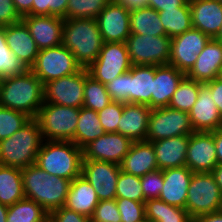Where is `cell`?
Returning a JSON list of instances; mask_svg holds the SVG:
<instances>
[{"instance_id":"1","label":"cell","mask_w":222,"mask_h":222,"mask_svg":"<svg viewBox=\"0 0 222 222\" xmlns=\"http://www.w3.org/2000/svg\"><path fill=\"white\" fill-rule=\"evenodd\" d=\"M44 103V84L28 69L24 74L0 80V106L36 118Z\"/></svg>"},{"instance_id":"2","label":"cell","mask_w":222,"mask_h":222,"mask_svg":"<svg viewBox=\"0 0 222 222\" xmlns=\"http://www.w3.org/2000/svg\"><path fill=\"white\" fill-rule=\"evenodd\" d=\"M25 198L41 205L48 213L65 205L70 180L49 174L32 164L21 169Z\"/></svg>"},{"instance_id":"3","label":"cell","mask_w":222,"mask_h":222,"mask_svg":"<svg viewBox=\"0 0 222 222\" xmlns=\"http://www.w3.org/2000/svg\"><path fill=\"white\" fill-rule=\"evenodd\" d=\"M103 44L96 19H64L62 45L73 53L82 68L96 60Z\"/></svg>"},{"instance_id":"4","label":"cell","mask_w":222,"mask_h":222,"mask_svg":"<svg viewBox=\"0 0 222 222\" xmlns=\"http://www.w3.org/2000/svg\"><path fill=\"white\" fill-rule=\"evenodd\" d=\"M83 149L72 141L43 140L35 165L49 174L72 181L81 176Z\"/></svg>"},{"instance_id":"5","label":"cell","mask_w":222,"mask_h":222,"mask_svg":"<svg viewBox=\"0 0 222 222\" xmlns=\"http://www.w3.org/2000/svg\"><path fill=\"white\" fill-rule=\"evenodd\" d=\"M42 142L38 121L31 118L10 137L0 141V165L22 169L35 164Z\"/></svg>"},{"instance_id":"6","label":"cell","mask_w":222,"mask_h":222,"mask_svg":"<svg viewBox=\"0 0 222 222\" xmlns=\"http://www.w3.org/2000/svg\"><path fill=\"white\" fill-rule=\"evenodd\" d=\"M79 114L80 108L43 103L35 118L43 140L72 141Z\"/></svg>"},{"instance_id":"7","label":"cell","mask_w":222,"mask_h":222,"mask_svg":"<svg viewBox=\"0 0 222 222\" xmlns=\"http://www.w3.org/2000/svg\"><path fill=\"white\" fill-rule=\"evenodd\" d=\"M222 193L211 172L193 173L185 210L192 219L220 211Z\"/></svg>"},{"instance_id":"8","label":"cell","mask_w":222,"mask_h":222,"mask_svg":"<svg viewBox=\"0 0 222 222\" xmlns=\"http://www.w3.org/2000/svg\"><path fill=\"white\" fill-rule=\"evenodd\" d=\"M82 69L73 53L62 44L39 50L30 70L45 84L51 80L75 74Z\"/></svg>"},{"instance_id":"9","label":"cell","mask_w":222,"mask_h":222,"mask_svg":"<svg viewBox=\"0 0 222 222\" xmlns=\"http://www.w3.org/2000/svg\"><path fill=\"white\" fill-rule=\"evenodd\" d=\"M125 43L132 65L169 64L171 38L167 35L130 34Z\"/></svg>"},{"instance_id":"10","label":"cell","mask_w":222,"mask_h":222,"mask_svg":"<svg viewBox=\"0 0 222 222\" xmlns=\"http://www.w3.org/2000/svg\"><path fill=\"white\" fill-rule=\"evenodd\" d=\"M131 67L126 43L104 42L100 54L86 69L93 79L105 85Z\"/></svg>"},{"instance_id":"11","label":"cell","mask_w":222,"mask_h":222,"mask_svg":"<svg viewBox=\"0 0 222 222\" xmlns=\"http://www.w3.org/2000/svg\"><path fill=\"white\" fill-rule=\"evenodd\" d=\"M194 132L189 114L170 107L151 110L146 141L153 142L175 136H189Z\"/></svg>"},{"instance_id":"12","label":"cell","mask_w":222,"mask_h":222,"mask_svg":"<svg viewBox=\"0 0 222 222\" xmlns=\"http://www.w3.org/2000/svg\"><path fill=\"white\" fill-rule=\"evenodd\" d=\"M85 68L44 84V103L81 108L84 104Z\"/></svg>"},{"instance_id":"13","label":"cell","mask_w":222,"mask_h":222,"mask_svg":"<svg viewBox=\"0 0 222 222\" xmlns=\"http://www.w3.org/2000/svg\"><path fill=\"white\" fill-rule=\"evenodd\" d=\"M210 39L194 28L172 37L169 64L186 75Z\"/></svg>"},{"instance_id":"14","label":"cell","mask_w":222,"mask_h":222,"mask_svg":"<svg viewBox=\"0 0 222 222\" xmlns=\"http://www.w3.org/2000/svg\"><path fill=\"white\" fill-rule=\"evenodd\" d=\"M120 171V165L116 163L87 159L82 161L81 175L94 187L99 201L116 198Z\"/></svg>"},{"instance_id":"15","label":"cell","mask_w":222,"mask_h":222,"mask_svg":"<svg viewBox=\"0 0 222 222\" xmlns=\"http://www.w3.org/2000/svg\"><path fill=\"white\" fill-rule=\"evenodd\" d=\"M133 141L118 132L104 133L83 148V159L121 164Z\"/></svg>"},{"instance_id":"16","label":"cell","mask_w":222,"mask_h":222,"mask_svg":"<svg viewBox=\"0 0 222 222\" xmlns=\"http://www.w3.org/2000/svg\"><path fill=\"white\" fill-rule=\"evenodd\" d=\"M218 165L213 132L189 135L186 166L193 173L211 172Z\"/></svg>"},{"instance_id":"17","label":"cell","mask_w":222,"mask_h":222,"mask_svg":"<svg viewBox=\"0 0 222 222\" xmlns=\"http://www.w3.org/2000/svg\"><path fill=\"white\" fill-rule=\"evenodd\" d=\"M96 20L104 42L125 43L130 36V11L113 0Z\"/></svg>"},{"instance_id":"18","label":"cell","mask_w":222,"mask_h":222,"mask_svg":"<svg viewBox=\"0 0 222 222\" xmlns=\"http://www.w3.org/2000/svg\"><path fill=\"white\" fill-rule=\"evenodd\" d=\"M22 21L26 24L39 50L62 44L64 18L57 16L25 15L22 17Z\"/></svg>"},{"instance_id":"19","label":"cell","mask_w":222,"mask_h":222,"mask_svg":"<svg viewBox=\"0 0 222 222\" xmlns=\"http://www.w3.org/2000/svg\"><path fill=\"white\" fill-rule=\"evenodd\" d=\"M188 114L194 132H213L222 128V117L206 84L200 86L198 98Z\"/></svg>"},{"instance_id":"20","label":"cell","mask_w":222,"mask_h":222,"mask_svg":"<svg viewBox=\"0 0 222 222\" xmlns=\"http://www.w3.org/2000/svg\"><path fill=\"white\" fill-rule=\"evenodd\" d=\"M192 26L216 39L222 29V3L216 0H188Z\"/></svg>"},{"instance_id":"21","label":"cell","mask_w":222,"mask_h":222,"mask_svg":"<svg viewBox=\"0 0 222 222\" xmlns=\"http://www.w3.org/2000/svg\"><path fill=\"white\" fill-rule=\"evenodd\" d=\"M221 71L222 43L221 40L211 38L186 76L205 84L220 77Z\"/></svg>"},{"instance_id":"22","label":"cell","mask_w":222,"mask_h":222,"mask_svg":"<svg viewBox=\"0 0 222 222\" xmlns=\"http://www.w3.org/2000/svg\"><path fill=\"white\" fill-rule=\"evenodd\" d=\"M163 171V188L158 199L178 208H184L193 172L187 167L168 168Z\"/></svg>"},{"instance_id":"23","label":"cell","mask_w":222,"mask_h":222,"mask_svg":"<svg viewBox=\"0 0 222 222\" xmlns=\"http://www.w3.org/2000/svg\"><path fill=\"white\" fill-rule=\"evenodd\" d=\"M151 110L148 105L123 103L117 132L133 142L146 141Z\"/></svg>"},{"instance_id":"24","label":"cell","mask_w":222,"mask_h":222,"mask_svg":"<svg viewBox=\"0 0 222 222\" xmlns=\"http://www.w3.org/2000/svg\"><path fill=\"white\" fill-rule=\"evenodd\" d=\"M5 40L9 49L30 69L35 63L39 49L26 24L21 20L5 26Z\"/></svg>"},{"instance_id":"25","label":"cell","mask_w":222,"mask_h":222,"mask_svg":"<svg viewBox=\"0 0 222 222\" xmlns=\"http://www.w3.org/2000/svg\"><path fill=\"white\" fill-rule=\"evenodd\" d=\"M184 76V73L170 64L155 66L151 109L167 107Z\"/></svg>"},{"instance_id":"26","label":"cell","mask_w":222,"mask_h":222,"mask_svg":"<svg viewBox=\"0 0 222 222\" xmlns=\"http://www.w3.org/2000/svg\"><path fill=\"white\" fill-rule=\"evenodd\" d=\"M189 136H175L151 142L155 149L158 169L186 166Z\"/></svg>"},{"instance_id":"27","label":"cell","mask_w":222,"mask_h":222,"mask_svg":"<svg viewBox=\"0 0 222 222\" xmlns=\"http://www.w3.org/2000/svg\"><path fill=\"white\" fill-rule=\"evenodd\" d=\"M122 171L137 177L158 169L154 146L148 141L133 142L120 164Z\"/></svg>"},{"instance_id":"28","label":"cell","mask_w":222,"mask_h":222,"mask_svg":"<svg viewBox=\"0 0 222 222\" xmlns=\"http://www.w3.org/2000/svg\"><path fill=\"white\" fill-rule=\"evenodd\" d=\"M155 66L132 65L128 71V103L148 105L151 108V95Z\"/></svg>"},{"instance_id":"29","label":"cell","mask_w":222,"mask_h":222,"mask_svg":"<svg viewBox=\"0 0 222 222\" xmlns=\"http://www.w3.org/2000/svg\"><path fill=\"white\" fill-rule=\"evenodd\" d=\"M98 203L94 187L82 175L71 181L64 207L91 218Z\"/></svg>"},{"instance_id":"30","label":"cell","mask_w":222,"mask_h":222,"mask_svg":"<svg viewBox=\"0 0 222 222\" xmlns=\"http://www.w3.org/2000/svg\"><path fill=\"white\" fill-rule=\"evenodd\" d=\"M130 34L163 36L166 32L157 10L146 6L130 11Z\"/></svg>"},{"instance_id":"31","label":"cell","mask_w":222,"mask_h":222,"mask_svg":"<svg viewBox=\"0 0 222 222\" xmlns=\"http://www.w3.org/2000/svg\"><path fill=\"white\" fill-rule=\"evenodd\" d=\"M24 198L21 169L0 165V203L10 206Z\"/></svg>"},{"instance_id":"32","label":"cell","mask_w":222,"mask_h":222,"mask_svg":"<svg viewBox=\"0 0 222 222\" xmlns=\"http://www.w3.org/2000/svg\"><path fill=\"white\" fill-rule=\"evenodd\" d=\"M104 133L98 113L92 109L81 107L72 142L83 149L87 144L96 140Z\"/></svg>"},{"instance_id":"33","label":"cell","mask_w":222,"mask_h":222,"mask_svg":"<svg viewBox=\"0 0 222 222\" xmlns=\"http://www.w3.org/2000/svg\"><path fill=\"white\" fill-rule=\"evenodd\" d=\"M145 216L152 222H194L184 208L171 206L158 198L145 201Z\"/></svg>"},{"instance_id":"34","label":"cell","mask_w":222,"mask_h":222,"mask_svg":"<svg viewBox=\"0 0 222 222\" xmlns=\"http://www.w3.org/2000/svg\"><path fill=\"white\" fill-rule=\"evenodd\" d=\"M158 13L166 35L170 38L193 28L189 2L177 9H166Z\"/></svg>"},{"instance_id":"35","label":"cell","mask_w":222,"mask_h":222,"mask_svg":"<svg viewBox=\"0 0 222 222\" xmlns=\"http://www.w3.org/2000/svg\"><path fill=\"white\" fill-rule=\"evenodd\" d=\"M49 213L33 200L24 198L8 206L6 222H46Z\"/></svg>"},{"instance_id":"36","label":"cell","mask_w":222,"mask_h":222,"mask_svg":"<svg viewBox=\"0 0 222 222\" xmlns=\"http://www.w3.org/2000/svg\"><path fill=\"white\" fill-rule=\"evenodd\" d=\"M202 84L203 83L197 82L185 75L173 93L168 107L188 113L198 98Z\"/></svg>"},{"instance_id":"37","label":"cell","mask_w":222,"mask_h":222,"mask_svg":"<svg viewBox=\"0 0 222 222\" xmlns=\"http://www.w3.org/2000/svg\"><path fill=\"white\" fill-rule=\"evenodd\" d=\"M83 107L92 109L96 112L106 107L112 100L106 86L93 79L85 68V85L83 90Z\"/></svg>"},{"instance_id":"38","label":"cell","mask_w":222,"mask_h":222,"mask_svg":"<svg viewBox=\"0 0 222 222\" xmlns=\"http://www.w3.org/2000/svg\"><path fill=\"white\" fill-rule=\"evenodd\" d=\"M28 68L9 49L5 40V27H0V80L24 74Z\"/></svg>"},{"instance_id":"39","label":"cell","mask_w":222,"mask_h":222,"mask_svg":"<svg viewBox=\"0 0 222 222\" xmlns=\"http://www.w3.org/2000/svg\"><path fill=\"white\" fill-rule=\"evenodd\" d=\"M112 0H68L66 19L73 18H94L96 19L100 12Z\"/></svg>"},{"instance_id":"40","label":"cell","mask_w":222,"mask_h":222,"mask_svg":"<svg viewBox=\"0 0 222 222\" xmlns=\"http://www.w3.org/2000/svg\"><path fill=\"white\" fill-rule=\"evenodd\" d=\"M116 198H127L137 202H145L141 177L121 170L116 183Z\"/></svg>"},{"instance_id":"41","label":"cell","mask_w":222,"mask_h":222,"mask_svg":"<svg viewBox=\"0 0 222 222\" xmlns=\"http://www.w3.org/2000/svg\"><path fill=\"white\" fill-rule=\"evenodd\" d=\"M30 119L23 112L0 106V141L10 137Z\"/></svg>"},{"instance_id":"42","label":"cell","mask_w":222,"mask_h":222,"mask_svg":"<svg viewBox=\"0 0 222 222\" xmlns=\"http://www.w3.org/2000/svg\"><path fill=\"white\" fill-rule=\"evenodd\" d=\"M122 112L123 103L116 101H111L106 107L97 112L105 133L117 132Z\"/></svg>"},{"instance_id":"43","label":"cell","mask_w":222,"mask_h":222,"mask_svg":"<svg viewBox=\"0 0 222 222\" xmlns=\"http://www.w3.org/2000/svg\"><path fill=\"white\" fill-rule=\"evenodd\" d=\"M121 222H136L145 217V202L116 198Z\"/></svg>"},{"instance_id":"44","label":"cell","mask_w":222,"mask_h":222,"mask_svg":"<svg viewBox=\"0 0 222 222\" xmlns=\"http://www.w3.org/2000/svg\"><path fill=\"white\" fill-rule=\"evenodd\" d=\"M68 0H34L32 15L57 16L66 19Z\"/></svg>"},{"instance_id":"45","label":"cell","mask_w":222,"mask_h":222,"mask_svg":"<svg viewBox=\"0 0 222 222\" xmlns=\"http://www.w3.org/2000/svg\"><path fill=\"white\" fill-rule=\"evenodd\" d=\"M91 222H121L120 213L116 204V198L101 200L95 207Z\"/></svg>"},{"instance_id":"46","label":"cell","mask_w":222,"mask_h":222,"mask_svg":"<svg viewBox=\"0 0 222 222\" xmlns=\"http://www.w3.org/2000/svg\"><path fill=\"white\" fill-rule=\"evenodd\" d=\"M141 185L146 200L158 198L163 188V171L148 172L141 177Z\"/></svg>"},{"instance_id":"47","label":"cell","mask_w":222,"mask_h":222,"mask_svg":"<svg viewBox=\"0 0 222 222\" xmlns=\"http://www.w3.org/2000/svg\"><path fill=\"white\" fill-rule=\"evenodd\" d=\"M112 101L128 103V71L105 84Z\"/></svg>"},{"instance_id":"48","label":"cell","mask_w":222,"mask_h":222,"mask_svg":"<svg viewBox=\"0 0 222 222\" xmlns=\"http://www.w3.org/2000/svg\"><path fill=\"white\" fill-rule=\"evenodd\" d=\"M51 222H91L90 218L62 206L49 213Z\"/></svg>"},{"instance_id":"49","label":"cell","mask_w":222,"mask_h":222,"mask_svg":"<svg viewBox=\"0 0 222 222\" xmlns=\"http://www.w3.org/2000/svg\"><path fill=\"white\" fill-rule=\"evenodd\" d=\"M22 20L12 0H0V27L9 26Z\"/></svg>"},{"instance_id":"50","label":"cell","mask_w":222,"mask_h":222,"mask_svg":"<svg viewBox=\"0 0 222 222\" xmlns=\"http://www.w3.org/2000/svg\"><path fill=\"white\" fill-rule=\"evenodd\" d=\"M205 84L209 87L211 97L222 117V78H215L214 80L209 81Z\"/></svg>"},{"instance_id":"51","label":"cell","mask_w":222,"mask_h":222,"mask_svg":"<svg viewBox=\"0 0 222 222\" xmlns=\"http://www.w3.org/2000/svg\"><path fill=\"white\" fill-rule=\"evenodd\" d=\"M187 2L188 0H148V6L160 12L166 9H177Z\"/></svg>"},{"instance_id":"52","label":"cell","mask_w":222,"mask_h":222,"mask_svg":"<svg viewBox=\"0 0 222 222\" xmlns=\"http://www.w3.org/2000/svg\"><path fill=\"white\" fill-rule=\"evenodd\" d=\"M34 0H12L16 11L21 17L32 15V4Z\"/></svg>"},{"instance_id":"53","label":"cell","mask_w":222,"mask_h":222,"mask_svg":"<svg viewBox=\"0 0 222 222\" xmlns=\"http://www.w3.org/2000/svg\"><path fill=\"white\" fill-rule=\"evenodd\" d=\"M113 1L119 5H122L129 11L148 6V0H113Z\"/></svg>"},{"instance_id":"54","label":"cell","mask_w":222,"mask_h":222,"mask_svg":"<svg viewBox=\"0 0 222 222\" xmlns=\"http://www.w3.org/2000/svg\"><path fill=\"white\" fill-rule=\"evenodd\" d=\"M214 143L218 164H222V128L214 131Z\"/></svg>"},{"instance_id":"55","label":"cell","mask_w":222,"mask_h":222,"mask_svg":"<svg viewBox=\"0 0 222 222\" xmlns=\"http://www.w3.org/2000/svg\"><path fill=\"white\" fill-rule=\"evenodd\" d=\"M194 222H222V212L216 211L199 216L194 219Z\"/></svg>"},{"instance_id":"56","label":"cell","mask_w":222,"mask_h":222,"mask_svg":"<svg viewBox=\"0 0 222 222\" xmlns=\"http://www.w3.org/2000/svg\"><path fill=\"white\" fill-rule=\"evenodd\" d=\"M211 174L214 176L217 185L222 193V164H218L212 171Z\"/></svg>"},{"instance_id":"57","label":"cell","mask_w":222,"mask_h":222,"mask_svg":"<svg viewBox=\"0 0 222 222\" xmlns=\"http://www.w3.org/2000/svg\"><path fill=\"white\" fill-rule=\"evenodd\" d=\"M8 206L0 203V222H6Z\"/></svg>"},{"instance_id":"58","label":"cell","mask_w":222,"mask_h":222,"mask_svg":"<svg viewBox=\"0 0 222 222\" xmlns=\"http://www.w3.org/2000/svg\"><path fill=\"white\" fill-rule=\"evenodd\" d=\"M136 222H152V221L145 216L144 218Z\"/></svg>"},{"instance_id":"59","label":"cell","mask_w":222,"mask_h":222,"mask_svg":"<svg viewBox=\"0 0 222 222\" xmlns=\"http://www.w3.org/2000/svg\"><path fill=\"white\" fill-rule=\"evenodd\" d=\"M216 39L222 40V29H221V31H220V33H219V36H218Z\"/></svg>"}]
</instances>
